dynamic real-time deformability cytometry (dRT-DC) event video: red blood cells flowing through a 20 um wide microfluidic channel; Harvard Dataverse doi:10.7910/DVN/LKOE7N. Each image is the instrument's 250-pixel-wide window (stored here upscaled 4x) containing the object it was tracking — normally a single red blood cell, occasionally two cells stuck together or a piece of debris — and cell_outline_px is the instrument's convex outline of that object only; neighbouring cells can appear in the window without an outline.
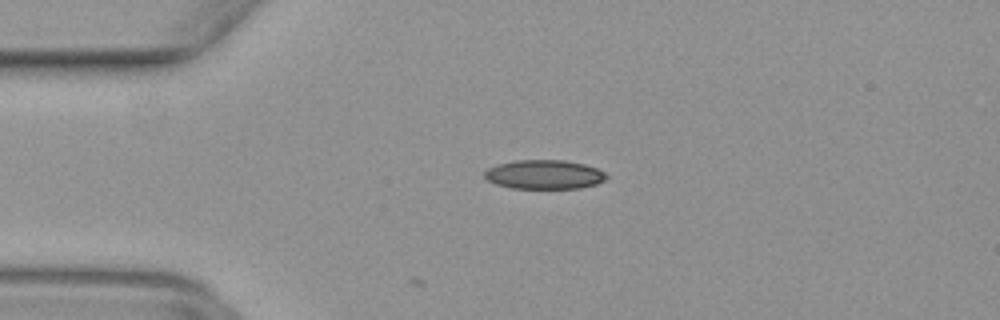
{"species": "common noctule bat (a hibernating species)", "species_latin": "Nyctalus noctula", "temperature_condition": "warm", "stored_images_in_passage": 2, "camera_frame_rate_fps": 3000, "um_per_image_px": 0.085, "animal": {"sex": "female", "body_mass_g": 29.2, "forearm_length_mm": 56.3}, "frame": {"image": 1, "passage_image": 2, "time_ms": 0.333, "image_size_px": [1000, 320], "cell_outline_px": [[608, 176], [604, 180], [596, 184], [580, 188], [512, 188], [496, 184], [488, 180], [484, 176], [484, 172], [488, 168], [496, 164], [516, 160], [564, 160], [584, 164], [596, 168], [604, 172]], "centroid_in_image_um": [46.25, 14.83], "position_along_channel_um": 38.8, "area_um2": 20.63}}